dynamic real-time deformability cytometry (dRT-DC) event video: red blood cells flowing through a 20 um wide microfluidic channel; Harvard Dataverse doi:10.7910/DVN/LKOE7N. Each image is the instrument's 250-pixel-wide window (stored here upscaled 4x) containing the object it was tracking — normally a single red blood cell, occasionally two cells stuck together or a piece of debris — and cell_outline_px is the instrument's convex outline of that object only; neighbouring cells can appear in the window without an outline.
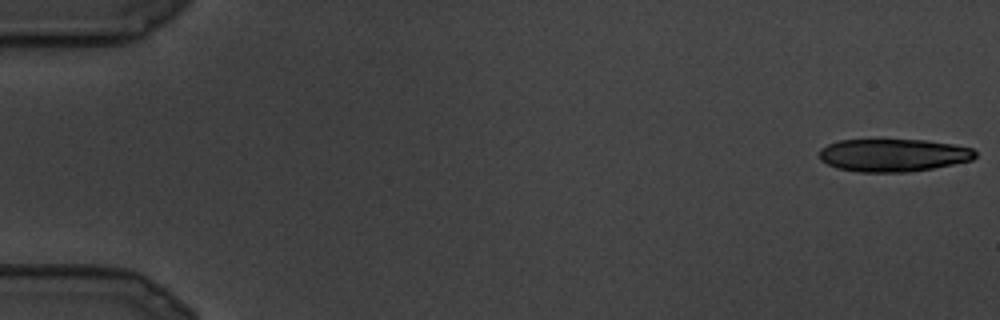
{"species": "common noctule bat (a hibernating species)", "species_latin": "Nyctalus noctula", "temperature_condition": "cold", "stored_images_in_passage": 20, "camera_frame_rate_fps": 3000, "um_per_image_px": 0.085, "animal": {"sex": "male", "body_mass_g": 19.5, "forearm_length_mm": 54.6}, "frame": {"image": 1, "passage_image": 1, "time_ms": 0.0, "image_size_px": [1000, 320], "cell_outline_px": [[976, 156], [972, 160], [932, 168], [908, 172], [860, 172], [836, 168], [820, 160], [820, 148], [828, 144], [840, 140], [924, 140], [952, 144], [972, 148], [976, 152]], "centroid_in_image_um": [75.91, 13.19], "position_along_channel_um": 9.1, "area_um2": 29.65}}
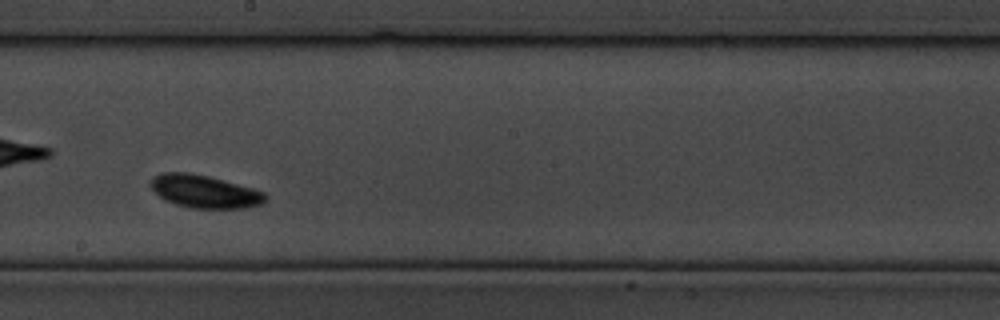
{"frame": {"image": 2, "passage_image": 17, "time_ms": 5.333, "image_size_px": [1000, 320], "cell_outline_px": [[268, 196], [260, 204], [244, 208], [188, 208], [164, 200], [148, 184], [152, 176], [160, 172], [188, 172], [208, 176], [252, 188], [264, 192]], "centroid_in_image_um": [17.33, 16.26], "position_along_channel_um": 230.9, "area_um2": 21.96}}
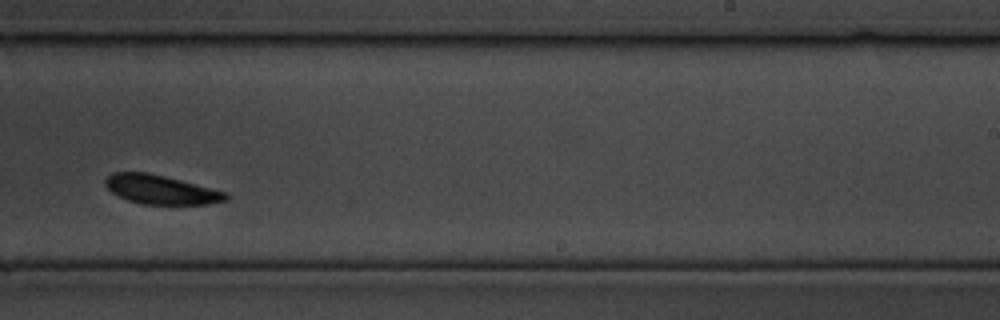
{"frame": {"image": 3, "passage_image": 19, "time_ms": 6.0, "image_size_px": [1000, 320], "cell_outline_px": [[228, 200], [208, 204], [144, 204], [128, 200], [112, 192], [104, 184], [104, 180], [112, 172], [148, 172], [180, 180], [224, 192], [228, 196]], "centroid_in_image_um": [13.63, 16.11], "position_along_channel_um": 275.4, "area_um2": 20.06}}